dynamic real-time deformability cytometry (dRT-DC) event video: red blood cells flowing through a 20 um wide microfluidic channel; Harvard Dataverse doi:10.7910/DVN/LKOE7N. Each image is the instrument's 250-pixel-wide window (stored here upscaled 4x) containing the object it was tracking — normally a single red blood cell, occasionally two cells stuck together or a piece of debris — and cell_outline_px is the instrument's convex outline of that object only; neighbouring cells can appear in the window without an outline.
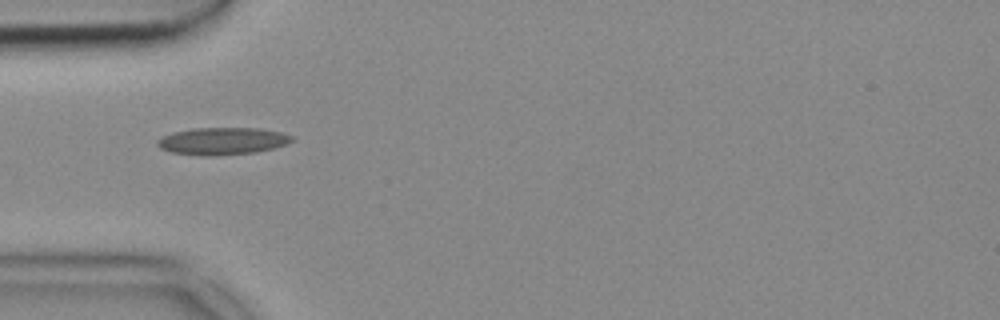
{"species": "common noctule bat (a hibernating species)", "species_latin": "Nyctalus noctula", "temperature_condition": "cold", "stored_images_in_passage": 44, "camera_frame_rate_fps": 3000, "um_per_image_px": 0.085, "animal": {"sex": "female", "body_mass_g": 18.4}, "frame": {"image": 1, "passage_image": 7, "time_ms": 2.0, "image_size_px": [1000, 320], "cell_outline_px": [[296, 136], [292, 140], [284, 144], [272, 148], [256, 152], [216, 156], [204, 156], [172, 152], [160, 148], [156, 144], [156, 140], [172, 132], [192, 128], [260, 128], [280, 132]], "centroid_in_image_um": [18.89, 11.99], "position_along_channel_um": 66.1, "area_um2": 21.39}}
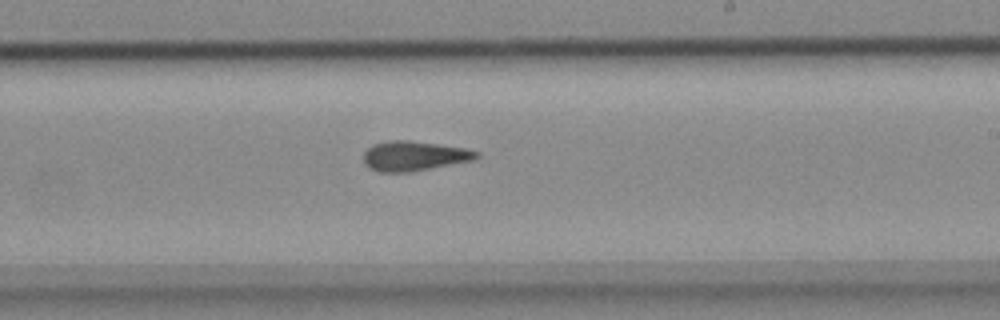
{"frame": {"image": 2, "passage_image": 22, "time_ms": 7.0, "image_size_px": [1000, 320], "cell_outline_px": [[480, 156], [472, 160], [408, 172], [380, 172], [368, 168], [364, 164], [364, 152], [372, 144], [388, 140], [408, 140], [468, 148], [480, 152]], "centroid_in_image_um": [35.18, 13.24], "position_along_channel_um": 253.8, "area_um2": 19.59}}
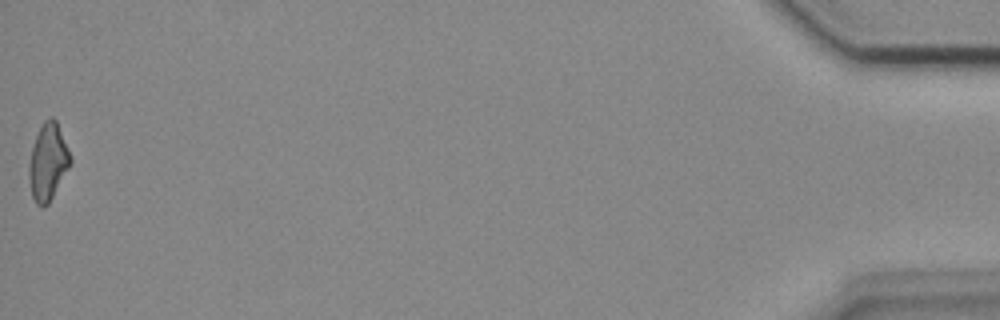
{"frame": {"image": 3, "passage_image": 44, "time_ms": 14.333, "image_size_px": [1000, 320], "cell_outline_px": [[72, 160], [68, 168], [48, 204], [44, 208], [40, 208], [36, 204], [32, 196], [28, 176], [28, 164], [32, 148], [36, 136], [44, 120], [48, 116], [52, 116], [56, 120]], "centroid_in_image_um": [4.05, 13.78], "position_along_channel_um": 431.2, "area_um2": 18.32}}